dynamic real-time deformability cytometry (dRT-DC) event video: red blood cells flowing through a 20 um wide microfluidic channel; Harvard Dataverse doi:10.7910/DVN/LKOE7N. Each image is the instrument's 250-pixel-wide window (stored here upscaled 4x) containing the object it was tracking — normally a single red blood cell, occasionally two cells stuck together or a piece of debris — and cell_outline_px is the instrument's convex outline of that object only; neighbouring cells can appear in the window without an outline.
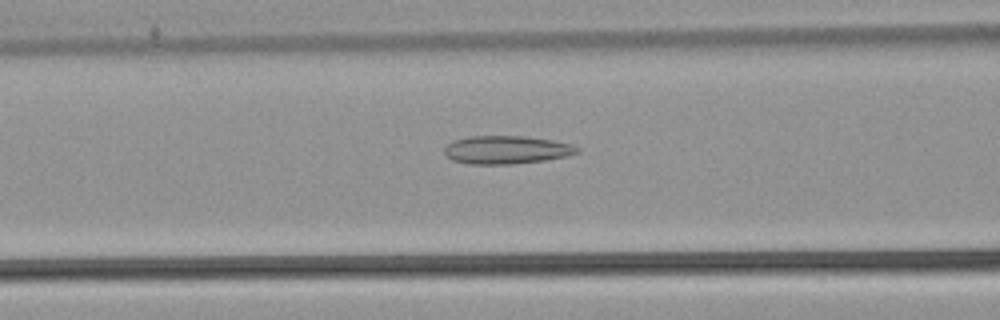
{"species": "common noctule bat (a hibernating species)", "species_latin": "Nyctalus noctula", "temperature_condition": "warm", "stored_images_in_passage": 45, "camera_frame_rate_fps": 3000, "um_per_image_px": 0.085, "animal": {"sex": "male", "body_mass_g": 21.5, "forearm_length_mm": 52.0}, "frame": {"image": 1, "passage_image": 18, "time_ms": 5.667, "image_size_px": [1000, 320], "cell_outline_px": [[580, 152], [568, 156], [544, 160], [512, 164], [468, 164], [452, 160], [444, 152], [444, 148], [452, 140], [468, 136], [524, 136], [552, 140], [572, 144], [580, 148]], "centroid_in_image_um": [43.05, 12.73], "position_along_channel_um": 123.5, "area_um2": 21.91}}
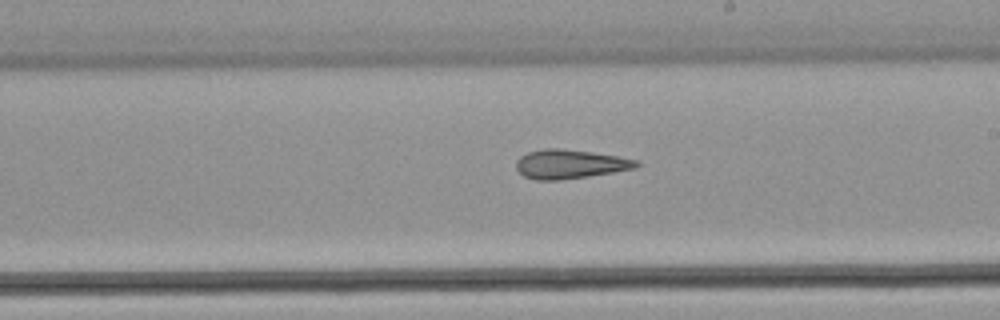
{"frame": {"image": 2, "passage_image": 27, "time_ms": 8.667, "image_size_px": [1000, 320], "cell_outline_px": [[640, 164], [636, 168], [588, 176], [560, 180], [536, 180], [524, 176], [516, 168], [516, 160], [520, 156], [528, 152], [544, 148], [560, 148], [592, 152], [640, 160]], "centroid_in_image_um": [48.44, 13.94], "position_along_channel_um": 240.6, "area_um2": 20.35}}
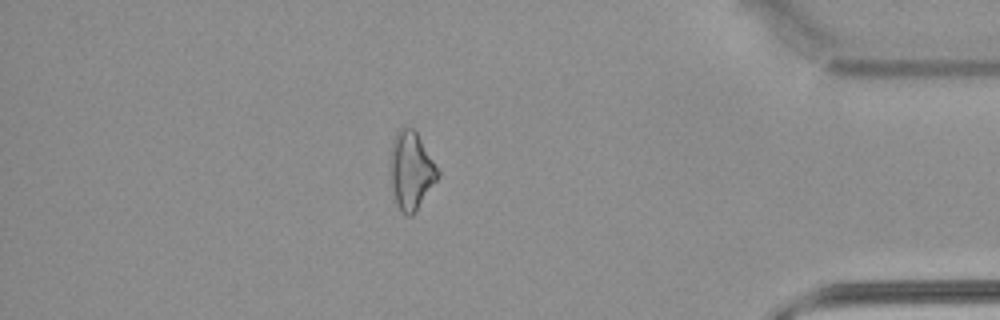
{"frame": {"image": 3, "passage_image": 42, "time_ms": 13.667, "image_size_px": [1000, 320], "cell_outline_px": [[440, 176], [416, 212], [412, 216], [408, 216], [400, 212], [396, 204], [388, 180], [388, 156], [392, 140], [396, 132], [404, 124], [412, 128], [416, 132], [440, 172]], "centroid_in_image_um": [34.88, 14.51], "position_along_channel_um": 400.3, "area_um2": 22.54}, "authors_computed_cell_mechanics": {"area_um2": 20.9236, "velocity_mm_per_s": 3.9034, "shape_relaxation_time_tau1_ms": null, "shape_relaxation_time_tau2_ms": 5.2816, "deformation_change_tau1": null, "deformation_change_tau2": 0.171}}